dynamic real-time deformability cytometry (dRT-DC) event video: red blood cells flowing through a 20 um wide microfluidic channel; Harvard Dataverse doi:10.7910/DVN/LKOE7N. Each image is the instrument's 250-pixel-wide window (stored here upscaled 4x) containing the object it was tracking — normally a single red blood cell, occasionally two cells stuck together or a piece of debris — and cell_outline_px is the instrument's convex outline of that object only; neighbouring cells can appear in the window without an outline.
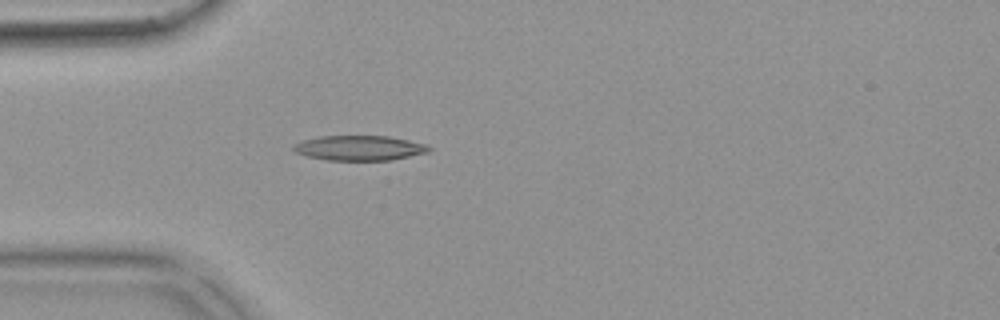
{"species": "common noctule bat (a hibernating species)", "species_latin": "Nyctalus noctula", "temperature_condition": "warm", "stored_images_in_passage": 54, "camera_frame_rate_fps": 3000, "um_per_image_px": 0.085, "animal": {"sex": "female", "body_mass_g": 18.4}, "frame": {"image": 1, "passage_image": 16, "time_ms": 5.0, "image_size_px": [1000, 320], "cell_outline_px": [[432, 148], [428, 152], [392, 160], [328, 160], [308, 156], [296, 152], [292, 148], [292, 144], [300, 140], [320, 136], [388, 136], [428, 144]], "centroid_in_image_um": [30.54, 12.57], "position_along_channel_um": 54.5, "area_um2": 19.77}}
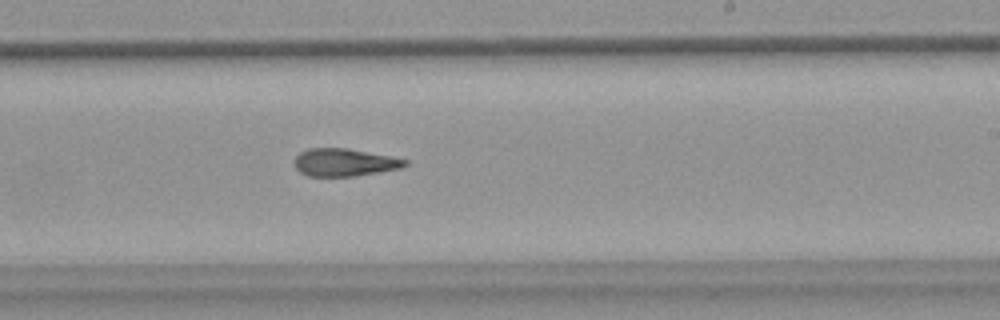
{"frame": {"image": 2, "passage_image": 33, "time_ms": 10.667, "image_size_px": [1000, 320], "cell_outline_px": [[408, 164], [400, 168], [380, 172], [352, 176], [308, 176], [300, 172], [296, 168], [296, 156], [300, 152], [308, 148], [348, 148], [392, 156], [408, 160]], "centroid_in_image_um": [29.3, 13.79], "position_along_channel_um": 259.7, "area_um2": 17.8}}
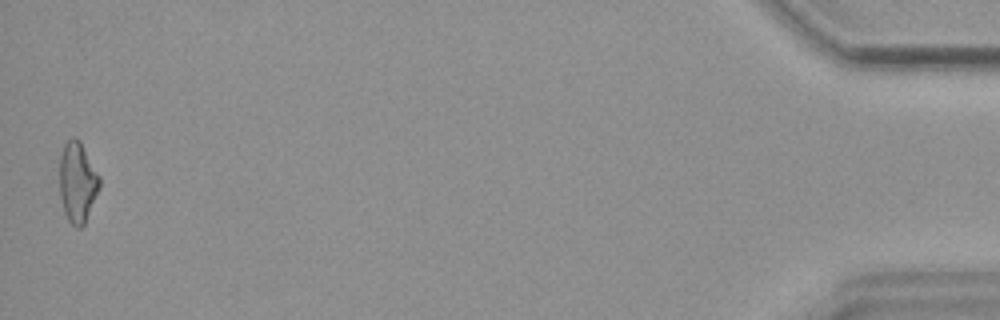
{"frame": {"image": 3, "passage_image": 54, "time_ms": 17.667, "image_size_px": [1000, 320], "cell_outline_px": [[100, 188], [84, 224], [80, 228], [76, 228], [68, 220], [64, 212], [60, 196], [60, 156], [64, 144], [72, 136], [76, 136], [80, 140], [100, 176]], "centroid_in_image_um": [6.59, 15.47], "position_along_channel_um": 428.6, "area_um2": 18.84}, "authors_computed_cell_mechanics": {"area_um2": 18.7561, "velocity_mm_per_s": 3.749, "shape_relaxation_time_tau1_ms": null, "shape_relaxation_time_tau2_ms": 7.4806, "deformation_change_tau1": null, "deformation_change_tau2": 0.2171}}